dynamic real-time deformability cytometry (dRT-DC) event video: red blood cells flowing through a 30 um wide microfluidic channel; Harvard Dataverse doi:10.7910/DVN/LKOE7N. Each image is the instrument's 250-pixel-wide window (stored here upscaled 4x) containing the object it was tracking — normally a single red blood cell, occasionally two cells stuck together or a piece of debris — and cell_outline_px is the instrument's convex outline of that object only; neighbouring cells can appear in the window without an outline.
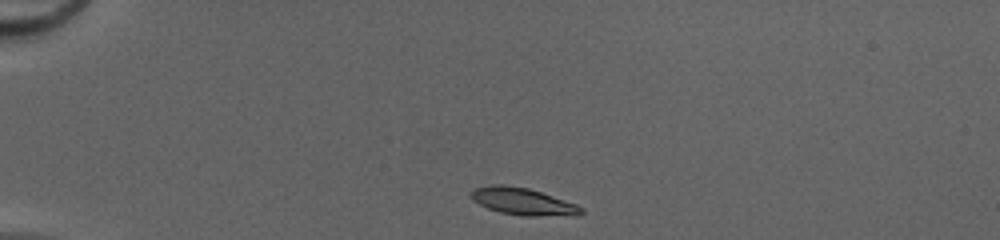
{"species": "common noctule bat (a hibernating species)", "species_latin": "Nyctalus noctula", "temperature_condition": "cold", "stored_images_in_passage": 39, "camera_frame_rate_fps": 3000, "um_per_image_px": 0.085, "animal": {"sex": "female", "body_mass_g": 20.0, "forearm_length_mm": 54.0}, "frame": {"image": 1, "passage_image": 1, "time_ms": 0.0, "image_size_px": [1000, 240], "cell_outline_px": [[584, 212], [576, 216], [520, 216], [500, 212], [488, 208], [472, 200], [472, 192], [476, 188], [492, 184], [504, 184], [528, 188], [576, 204], [584, 208]], "centroid_in_image_um": [44.49, 17.14], "position_along_channel_um": 40.5, "area_um2": 17.4}}
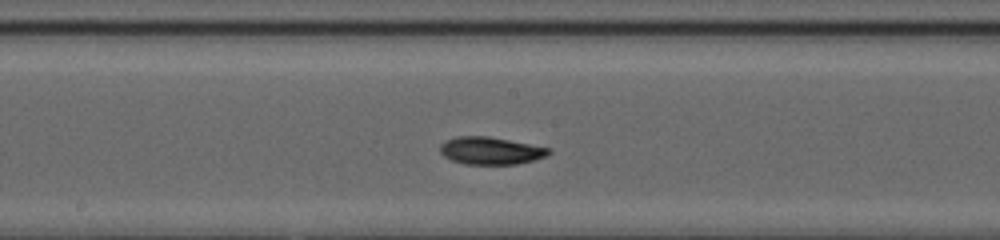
{"frame": {"image": 2, "passage_image": 17, "time_ms": 5.333, "image_size_px": [1000, 240], "cell_outline_px": [[552, 152], [548, 156], [536, 160], [516, 164], [464, 164], [452, 160], [444, 156], [440, 152], [440, 144], [448, 140], [460, 136], [488, 136], [552, 148]], "centroid_in_image_um": [41.77, 12.81], "position_along_channel_um": 206.4, "area_um2": 17.46}}
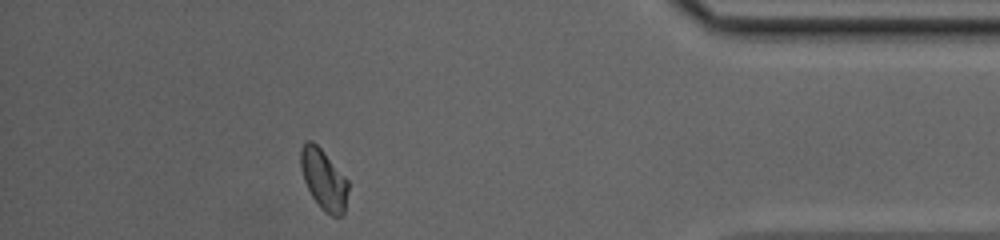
{"frame": {"image": 3, "passage_image": 34, "time_ms": 11.0, "image_size_px": [1000, 240], "cell_outline_px": [[348, 188], [344, 216], [332, 216], [324, 212], [320, 208], [312, 196], [304, 180], [300, 168], [300, 148], [304, 140], [312, 140], [320, 148], [348, 180]], "centroid_in_image_um": [27.5, 15.25], "position_along_channel_um": 407.7, "area_um2": 16.82}, "authors_computed_cell_mechanics": {"area_um2": 16.5886, "velocity_mm_per_s": 4.1725, "shape_relaxation_time_tau1_ms": 3.1962, "shape_relaxation_time_tau2_ms": 2.106, "deformation_change_tau1": 0.1142, "deformation_change_tau2": 0.0484}}